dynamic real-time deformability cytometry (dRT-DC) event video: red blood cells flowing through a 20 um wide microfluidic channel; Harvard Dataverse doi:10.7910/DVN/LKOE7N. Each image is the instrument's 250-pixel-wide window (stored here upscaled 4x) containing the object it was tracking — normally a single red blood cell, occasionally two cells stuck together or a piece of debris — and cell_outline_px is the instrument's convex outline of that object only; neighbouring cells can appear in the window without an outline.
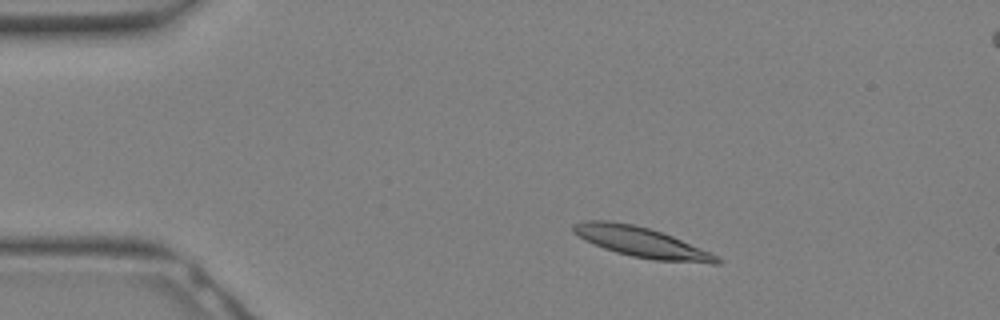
{"species": "Egyptian fruit bat (a non-hibernating species)", "species_latin": "Rousettus aegyptiacus", "temperature_condition": "warm", "stored_images_in_passage": 28, "segment_of_instrument_passage": [1, 2], "camera_frame_rate_fps": 3000, "um_per_image_px": 0.085, "animal": {"sex": "female"}, "frame": {"image": 1, "passage_image": 1, "time_ms": 0.0, "image_size_px": [1000, 320], "cell_outline_px": [[724, 260], [720, 264], [712, 264], [652, 260], [632, 256], [616, 252], [604, 248], [584, 240], [572, 232], [572, 224], [584, 220], [608, 220], [632, 224], [648, 228], [672, 236], [712, 252], [720, 256]], "centroid_in_image_um": [54.57, 20.6], "position_along_channel_um": 30.4, "area_um2": 25.55}}
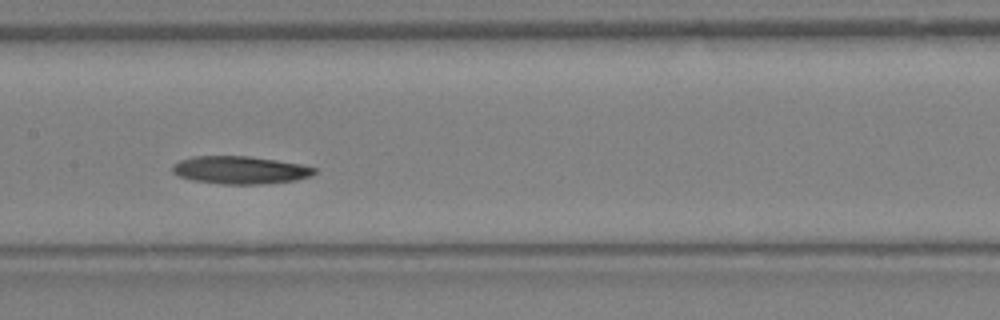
{"frame": {"image": 2, "passage_image": 11, "time_ms": 3.333, "image_size_px": [1000, 320], "cell_outline_px": [[316, 172], [312, 176], [296, 180], [260, 184], [224, 184], [192, 180], [180, 176], [172, 172], [172, 164], [180, 160], [192, 156], [248, 156], [276, 160], [300, 164], [316, 168]], "centroid_in_image_um": [20.4, 14.45], "position_along_channel_um": 187.0, "area_um2": 22.95}}
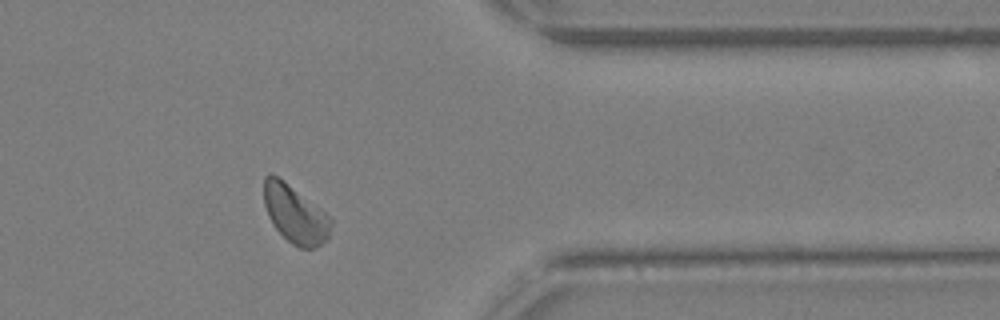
{"frame": {"image": 3, "passage_image": 21, "time_ms": 6.667, "image_size_px": [1000, 320], "cell_outline_px": [[332, 224], [328, 240], [316, 248], [300, 248], [292, 244], [272, 224], [268, 216], [264, 204], [264, 176], [268, 172], [284, 180], [320, 208], [332, 220]], "centroid_in_image_um": [25.08, 18.21], "position_along_channel_um": 386.3, "area_um2": 22.6}}